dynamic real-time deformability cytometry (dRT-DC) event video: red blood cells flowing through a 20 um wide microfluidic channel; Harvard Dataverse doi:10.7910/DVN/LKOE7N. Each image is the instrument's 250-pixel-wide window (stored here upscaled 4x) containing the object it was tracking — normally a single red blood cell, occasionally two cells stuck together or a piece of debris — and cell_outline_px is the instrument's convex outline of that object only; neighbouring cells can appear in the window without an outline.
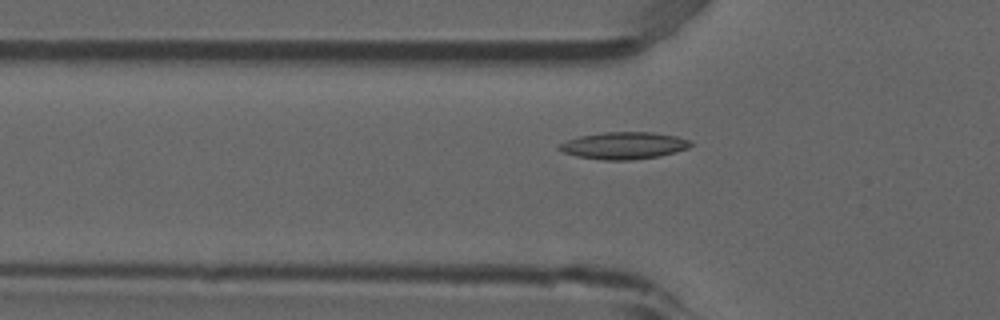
{"species": "common noctule bat (a hibernating species)", "species_latin": "Nyctalus noctula", "temperature_condition": "room temperature", "stored_images_in_passage": 6, "segment_of_instrument_passage": [2, 2], "camera_frame_rate_fps": 3000, "um_per_image_px": 0.085, "animal": {"sex": "male", "forearm_length_mm": 52.5}, "frame": {"image": 1, "passage_image": 6, "time_ms": 1.667, "image_size_px": [1000, 320], "cell_outline_px": [[692, 144], [688, 148], [676, 152], [660, 156], [632, 160], [604, 160], [576, 156], [564, 152], [556, 148], [560, 144], [568, 140], [580, 136], [604, 132], [652, 132], [676, 136], [692, 140]], "centroid_in_image_um": [53.06, 12.37], "position_along_channel_um": 72.7, "area_um2": 20.75}}